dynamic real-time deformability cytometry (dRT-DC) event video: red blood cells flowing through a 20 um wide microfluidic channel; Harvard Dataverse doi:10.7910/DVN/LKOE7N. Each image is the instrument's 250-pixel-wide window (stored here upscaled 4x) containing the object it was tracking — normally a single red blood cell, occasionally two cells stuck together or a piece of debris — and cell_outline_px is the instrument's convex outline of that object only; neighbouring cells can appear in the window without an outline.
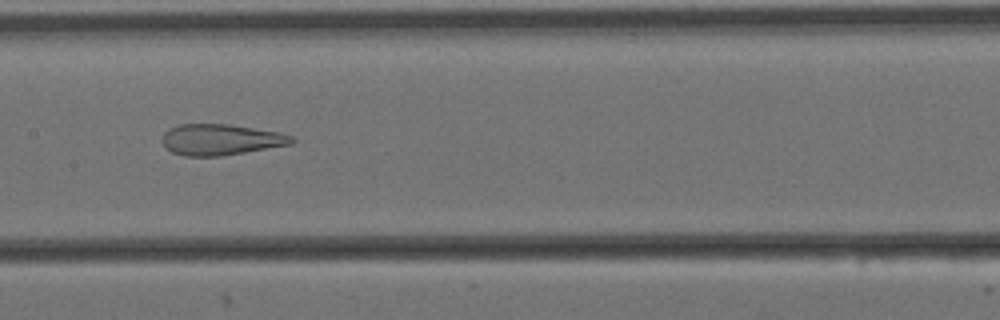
{"species": "Egyptian fruit bat (a non-hibernating species)", "species_latin": "Rousettus aegyptiacus", "temperature_condition": "cold", "stored_images_in_passage": 8, "camera_frame_rate_fps": 3000, "um_per_image_px": 0.085, "animal": {"sex": "female"}, "frame": {"image": 1, "passage_image": 8, "time_ms": 2.333, "image_size_px": [1000, 320], "cell_outline_px": [[296, 140], [292, 144], [220, 156], [184, 156], [172, 152], [164, 148], [160, 140], [164, 132], [168, 128], [180, 124], [228, 124], [280, 132], [292, 136]], "centroid_in_image_um": [18.71, 11.86], "position_along_channel_um": 188.7, "area_um2": 23.58}}